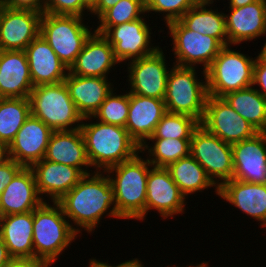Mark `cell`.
Here are the masks:
<instances>
[{
	"label": "cell",
	"instance_id": "e575fe53",
	"mask_svg": "<svg viewBox=\"0 0 266 267\" xmlns=\"http://www.w3.org/2000/svg\"><path fill=\"white\" fill-rule=\"evenodd\" d=\"M200 123L185 114L166 112L150 138L191 139L193 131Z\"/></svg>",
	"mask_w": 266,
	"mask_h": 267
},
{
	"label": "cell",
	"instance_id": "ac0fdd59",
	"mask_svg": "<svg viewBox=\"0 0 266 267\" xmlns=\"http://www.w3.org/2000/svg\"><path fill=\"white\" fill-rule=\"evenodd\" d=\"M30 168L35 177L37 191L44 202H47L44 195L49 198L48 202L59 201L84 176L76 167L54 163L44 158Z\"/></svg>",
	"mask_w": 266,
	"mask_h": 267
},
{
	"label": "cell",
	"instance_id": "484cf974",
	"mask_svg": "<svg viewBox=\"0 0 266 267\" xmlns=\"http://www.w3.org/2000/svg\"><path fill=\"white\" fill-rule=\"evenodd\" d=\"M43 202L30 167H23L0 195L3 216L33 211Z\"/></svg>",
	"mask_w": 266,
	"mask_h": 267
},
{
	"label": "cell",
	"instance_id": "83f0119b",
	"mask_svg": "<svg viewBox=\"0 0 266 267\" xmlns=\"http://www.w3.org/2000/svg\"><path fill=\"white\" fill-rule=\"evenodd\" d=\"M0 235L11 257H34L33 211L3 216Z\"/></svg>",
	"mask_w": 266,
	"mask_h": 267
},
{
	"label": "cell",
	"instance_id": "60d3db41",
	"mask_svg": "<svg viewBox=\"0 0 266 267\" xmlns=\"http://www.w3.org/2000/svg\"><path fill=\"white\" fill-rule=\"evenodd\" d=\"M51 264L37 257H12L4 267H51Z\"/></svg>",
	"mask_w": 266,
	"mask_h": 267
},
{
	"label": "cell",
	"instance_id": "ffe728a7",
	"mask_svg": "<svg viewBox=\"0 0 266 267\" xmlns=\"http://www.w3.org/2000/svg\"><path fill=\"white\" fill-rule=\"evenodd\" d=\"M166 112L164 100L129 92V113L125 128L142 146L153 135L156 125Z\"/></svg>",
	"mask_w": 266,
	"mask_h": 267
},
{
	"label": "cell",
	"instance_id": "f1b7e54d",
	"mask_svg": "<svg viewBox=\"0 0 266 267\" xmlns=\"http://www.w3.org/2000/svg\"><path fill=\"white\" fill-rule=\"evenodd\" d=\"M211 5L213 3H197L179 21L187 29L214 37L223 46L228 45L225 13L212 9Z\"/></svg>",
	"mask_w": 266,
	"mask_h": 267
},
{
	"label": "cell",
	"instance_id": "7402d4cb",
	"mask_svg": "<svg viewBox=\"0 0 266 267\" xmlns=\"http://www.w3.org/2000/svg\"><path fill=\"white\" fill-rule=\"evenodd\" d=\"M218 196L266 227V184L231 179L218 188Z\"/></svg>",
	"mask_w": 266,
	"mask_h": 267
},
{
	"label": "cell",
	"instance_id": "74e56055",
	"mask_svg": "<svg viewBox=\"0 0 266 267\" xmlns=\"http://www.w3.org/2000/svg\"><path fill=\"white\" fill-rule=\"evenodd\" d=\"M43 12L53 15L84 17V13L91 12V10L84 4L83 0H44Z\"/></svg>",
	"mask_w": 266,
	"mask_h": 267
},
{
	"label": "cell",
	"instance_id": "f5cc1de1",
	"mask_svg": "<svg viewBox=\"0 0 266 267\" xmlns=\"http://www.w3.org/2000/svg\"><path fill=\"white\" fill-rule=\"evenodd\" d=\"M89 267H99L92 259H89Z\"/></svg>",
	"mask_w": 266,
	"mask_h": 267
},
{
	"label": "cell",
	"instance_id": "7c38bea8",
	"mask_svg": "<svg viewBox=\"0 0 266 267\" xmlns=\"http://www.w3.org/2000/svg\"><path fill=\"white\" fill-rule=\"evenodd\" d=\"M161 47L153 54L129 61L128 83L129 92L150 98L164 100L166 95L167 77L170 68Z\"/></svg>",
	"mask_w": 266,
	"mask_h": 267
},
{
	"label": "cell",
	"instance_id": "ab89813d",
	"mask_svg": "<svg viewBox=\"0 0 266 267\" xmlns=\"http://www.w3.org/2000/svg\"><path fill=\"white\" fill-rule=\"evenodd\" d=\"M253 86L266 98V61L261 60L258 56H256L254 64Z\"/></svg>",
	"mask_w": 266,
	"mask_h": 267
},
{
	"label": "cell",
	"instance_id": "c3c4849f",
	"mask_svg": "<svg viewBox=\"0 0 266 267\" xmlns=\"http://www.w3.org/2000/svg\"><path fill=\"white\" fill-rule=\"evenodd\" d=\"M84 4L90 9L92 10L98 3L100 0H83Z\"/></svg>",
	"mask_w": 266,
	"mask_h": 267
},
{
	"label": "cell",
	"instance_id": "f907efd6",
	"mask_svg": "<svg viewBox=\"0 0 266 267\" xmlns=\"http://www.w3.org/2000/svg\"><path fill=\"white\" fill-rule=\"evenodd\" d=\"M207 265H208V262H204V261H203V262H201V263H199V264L197 263L196 266H195V265L192 266V265L190 264L189 267H209V266H207ZM167 267H168V266H167ZM170 267H178V266H170ZM181 267H182V266H181ZM186 267H188V266H186Z\"/></svg>",
	"mask_w": 266,
	"mask_h": 267
},
{
	"label": "cell",
	"instance_id": "ba28073f",
	"mask_svg": "<svg viewBox=\"0 0 266 267\" xmlns=\"http://www.w3.org/2000/svg\"><path fill=\"white\" fill-rule=\"evenodd\" d=\"M230 46H223L206 70L209 96L222 98L228 93L253 85L256 57L232 50Z\"/></svg>",
	"mask_w": 266,
	"mask_h": 267
},
{
	"label": "cell",
	"instance_id": "5bb4252c",
	"mask_svg": "<svg viewBox=\"0 0 266 267\" xmlns=\"http://www.w3.org/2000/svg\"><path fill=\"white\" fill-rule=\"evenodd\" d=\"M186 199L165 167L150 168L146 186L145 217L150 210H156L162 219L173 218L174 215L185 212Z\"/></svg>",
	"mask_w": 266,
	"mask_h": 267
},
{
	"label": "cell",
	"instance_id": "f35d334b",
	"mask_svg": "<svg viewBox=\"0 0 266 267\" xmlns=\"http://www.w3.org/2000/svg\"><path fill=\"white\" fill-rule=\"evenodd\" d=\"M22 168V165L11 158L0 165V195Z\"/></svg>",
	"mask_w": 266,
	"mask_h": 267
},
{
	"label": "cell",
	"instance_id": "9c48e42d",
	"mask_svg": "<svg viewBox=\"0 0 266 267\" xmlns=\"http://www.w3.org/2000/svg\"><path fill=\"white\" fill-rule=\"evenodd\" d=\"M190 155L205 169L218 188L233 179L232 145L209 133L201 125L192 133Z\"/></svg>",
	"mask_w": 266,
	"mask_h": 267
},
{
	"label": "cell",
	"instance_id": "44dd1931",
	"mask_svg": "<svg viewBox=\"0 0 266 267\" xmlns=\"http://www.w3.org/2000/svg\"><path fill=\"white\" fill-rule=\"evenodd\" d=\"M117 64L119 62L114 56L113 47L102 34L94 31L69 72L78 76L108 78L111 68Z\"/></svg>",
	"mask_w": 266,
	"mask_h": 267
},
{
	"label": "cell",
	"instance_id": "8992f818",
	"mask_svg": "<svg viewBox=\"0 0 266 267\" xmlns=\"http://www.w3.org/2000/svg\"><path fill=\"white\" fill-rule=\"evenodd\" d=\"M29 99L31 114L53 131L81 127L83 117L77 111L64 81L33 87Z\"/></svg>",
	"mask_w": 266,
	"mask_h": 267
},
{
	"label": "cell",
	"instance_id": "836d02e7",
	"mask_svg": "<svg viewBox=\"0 0 266 267\" xmlns=\"http://www.w3.org/2000/svg\"><path fill=\"white\" fill-rule=\"evenodd\" d=\"M145 13L144 0H120L98 18L99 26L94 31L103 34L109 27L135 21Z\"/></svg>",
	"mask_w": 266,
	"mask_h": 267
},
{
	"label": "cell",
	"instance_id": "8fae6325",
	"mask_svg": "<svg viewBox=\"0 0 266 267\" xmlns=\"http://www.w3.org/2000/svg\"><path fill=\"white\" fill-rule=\"evenodd\" d=\"M143 17L109 27L102 35L113 47L114 56L120 64L155 53L160 47L151 42V28Z\"/></svg>",
	"mask_w": 266,
	"mask_h": 267
},
{
	"label": "cell",
	"instance_id": "b9f144b4",
	"mask_svg": "<svg viewBox=\"0 0 266 267\" xmlns=\"http://www.w3.org/2000/svg\"><path fill=\"white\" fill-rule=\"evenodd\" d=\"M4 6L43 12L44 0H2Z\"/></svg>",
	"mask_w": 266,
	"mask_h": 267
},
{
	"label": "cell",
	"instance_id": "8d00e7d4",
	"mask_svg": "<svg viewBox=\"0 0 266 267\" xmlns=\"http://www.w3.org/2000/svg\"><path fill=\"white\" fill-rule=\"evenodd\" d=\"M146 13L162 14L166 25L178 21L190 8L197 4L196 0H144Z\"/></svg>",
	"mask_w": 266,
	"mask_h": 267
},
{
	"label": "cell",
	"instance_id": "5b68a950",
	"mask_svg": "<svg viewBox=\"0 0 266 267\" xmlns=\"http://www.w3.org/2000/svg\"><path fill=\"white\" fill-rule=\"evenodd\" d=\"M196 71L195 67L173 64L167 77L164 102L167 112L185 114L201 123L208 98L207 78L203 70L204 80H200Z\"/></svg>",
	"mask_w": 266,
	"mask_h": 267
},
{
	"label": "cell",
	"instance_id": "816d5d0a",
	"mask_svg": "<svg viewBox=\"0 0 266 267\" xmlns=\"http://www.w3.org/2000/svg\"><path fill=\"white\" fill-rule=\"evenodd\" d=\"M216 0H196L197 3H214Z\"/></svg>",
	"mask_w": 266,
	"mask_h": 267
},
{
	"label": "cell",
	"instance_id": "6da1fadb",
	"mask_svg": "<svg viewBox=\"0 0 266 267\" xmlns=\"http://www.w3.org/2000/svg\"><path fill=\"white\" fill-rule=\"evenodd\" d=\"M57 203L78 236L82 234L81 228L93 233L106 212L108 217L121 219L116 211L111 181L103 171L84 175Z\"/></svg>",
	"mask_w": 266,
	"mask_h": 267
},
{
	"label": "cell",
	"instance_id": "d4e9b609",
	"mask_svg": "<svg viewBox=\"0 0 266 267\" xmlns=\"http://www.w3.org/2000/svg\"><path fill=\"white\" fill-rule=\"evenodd\" d=\"M44 159L78 168L84 175L93 173L81 129L54 131ZM84 167V168H83ZM89 170V171H88ZM91 171V172H90Z\"/></svg>",
	"mask_w": 266,
	"mask_h": 267
},
{
	"label": "cell",
	"instance_id": "db71d44e",
	"mask_svg": "<svg viewBox=\"0 0 266 267\" xmlns=\"http://www.w3.org/2000/svg\"><path fill=\"white\" fill-rule=\"evenodd\" d=\"M4 4H3V2H2V0H0V19H1V15H2V13H3V9H4Z\"/></svg>",
	"mask_w": 266,
	"mask_h": 267
},
{
	"label": "cell",
	"instance_id": "d6a6232c",
	"mask_svg": "<svg viewBox=\"0 0 266 267\" xmlns=\"http://www.w3.org/2000/svg\"><path fill=\"white\" fill-rule=\"evenodd\" d=\"M140 150L142 155L146 153L148 162L154 167H167L173 162L190 155L191 139L176 138H149ZM152 141V146L150 144ZM150 144V145H149ZM149 155V156H148Z\"/></svg>",
	"mask_w": 266,
	"mask_h": 267
},
{
	"label": "cell",
	"instance_id": "52a82bcc",
	"mask_svg": "<svg viewBox=\"0 0 266 267\" xmlns=\"http://www.w3.org/2000/svg\"><path fill=\"white\" fill-rule=\"evenodd\" d=\"M77 15L42 14L40 36L50 45L64 65L70 69L86 40L94 32ZM91 28V29H90Z\"/></svg>",
	"mask_w": 266,
	"mask_h": 267
},
{
	"label": "cell",
	"instance_id": "d590c367",
	"mask_svg": "<svg viewBox=\"0 0 266 267\" xmlns=\"http://www.w3.org/2000/svg\"><path fill=\"white\" fill-rule=\"evenodd\" d=\"M116 89L107 95L94 118L100 122L125 127L129 113V91L116 94Z\"/></svg>",
	"mask_w": 266,
	"mask_h": 267
},
{
	"label": "cell",
	"instance_id": "f546056e",
	"mask_svg": "<svg viewBox=\"0 0 266 267\" xmlns=\"http://www.w3.org/2000/svg\"><path fill=\"white\" fill-rule=\"evenodd\" d=\"M166 169L186 198H188V195L197 194L212 187L213 189L215 187V193L218 195V187L208 177L205 169L191 155L171 163Z\"/></svg>",
	"mask_w": 266,
	"mask_h": 267
},
{
	"label": "cell",
	"instance_id": "681fc988",
	"mask_svg": "<svg viewBox=\"0 0 266 267\" xmlns=\"http://www.w3.org/2000/svg\"><path fill=\"white\" fill-rule=\"evenodd\" d=\"M264 46H262L261 48V52L258 53V57L263 60V61H266V41L265 43L263 44Z\"/></svg>",
	"mask_w": 266,
	"mask_h": 267
},
{
	"label": "cell",
	"instance_id": "4dcf8cb0",
	"mask_svg": "<svg viewBox=\"0 0 266 267\" xmlns=\"http://www.w3.org/2000/svg\"><path fill=\"white\" fill-rule=\"evenodd\" d=\"M222 98L258 132L266 130V98L253 85L228 93Z\"/></svg>",
	"mask_w": 266,
	"mask_h": 267
},
{
	"label": "cell",
	"instance_id": "1f68e13d",
	"mask_svg": "<svg viewBox=\"0 0 266 267\" xmlns=\"http://www.w3.org/2000/svg\"><path fill=\"white\" fill-rule=\"evenodd\" d=\"M30 115L29 98H0V144L8 147Z\"/></svg>",
	"mask_w": 266,
	"mask_h": 267
},
{
	"label": "cell",
	"instance_id": "603a6c76",
	"mask_svg": "<svg viewBox=\"0 0 266 267\" xmlns=\"http://www.w3.org/2000/svg\"><path fill=\"white\" fill-rule=\"evenodd\" d=\"M33 87L25 51L0 50V98H29Z\"/></svg>",
	"mask_w": 266,
	"mask_h": 267
},
{
	"label": "cell",
	"instance_id": "3957f363",
	"mask_svg": "<svg viewBox=\"0 0 266 267\" xmlns=\"http://www.w3.org/2000/svg\"><path fill=\"white\" fill-rule=\"evenodd\" d=\"M139 154L105 171L114 189L117 214L123 220H145L146 186L152 165Z\"/></svg>",
	"mask_w": 266,
	"mask_h": 267
},
{
	"label": "cell",
	"instance_id": "f6af8a7d",
	"mask_svg": "<svg viewBox=\"0 0 266 267\" xmlns=\"http://www.w3.org/2000/svg\"><path fill=\"white\" fill-rule=\"evenodd\" d=\"M11 258L12 257L0 235V267H4Z\"/></svg>",
	"mask_w": 266,
	"mask_h": 267
},
{
	"label": "cell",
	"instance_id": "bcb514c9",
	"mask_svg": "<svg viewBox=\"0 0 266 267\" xmlns=\"http://www.w3.org/2000/svg\"><path fill=\"white\" fill-rule=\"evenodd\" d=\"M227 1L229 3V7H242L245 5L252 4L258 0H227Z\"/></svg>",
	"mask_w": 266,
	"mask_h": 267
},
{
	"label": "cell",
	"instance_id": "ee69618b",
	"mask_svg": "<svg viewBox=\"0 0 266 267\" xmlns=\"http://www.w3.org/2000/svg\"><path fill=\"white\" fill-rule=\"evenodd\" d=\"M118 1L120 0H100L90 13L99 18L106 10L112 8Z\"/></svg>",
	"mask_w": 266,
	"mask_h": 267
},
{
	"label": "cell",
	"instance_id": "d6986e66",
	"mask_svg": "<svg viewBox=\"0 0 266 267\" xmlns=\"http://www.w3.org/2000/svg\"><path fill=\"white\" fill-rule=\"evenodd\" d=\"M225 13L228 45L250 42L266 35V0L242 7H228Z\"/></svg>",
	"mask_w": 266,
	"mask_h": 267
},
{
	"label": "cell",
	"instance_id": "4316f807",
	"mask_svg": "<svg viewBox=\"0 0 266 267\" xmlns=\"http://www.w3.org/2000/svg\"><path fill=\"white\" fill-rule=\"evenodd\" d=\"M109 80L104 77H86L68 73L64 82L77 111L83 118L94 116L113 90L114 86Z\"/></svg>",
	"mask_w": 266,
	"mask_h": 267
},
{
	"label": "cell",
	"instance_id": "7dc6e473",
	"mask_svg": "<svg viewBox=\"0 0 266 267\" xmlns=\"http://www.w3.org/2000/svg\"><path fill=\"white\" fill-rule=\"evenodd\" d=\"M8 159L7 147L0 144V165Z\"/></svg>",
	"mask_w": 266,
	"mask_h": 267
},
{
	"label": "cell",
	"instance_id": "e0dca14e",
	"mask_svg": "<svg viewBox=\"0 0 266 267\" xmlns=\"http://www.w3.org/2000/svg\"><path fill=\"white\" fill-rule=\"evenodd\" d=\"M233 179L266 184V134L232 144Z\"/></svg>",
	"mask_w": 266,
	"mask_h": 267
},
{
	"label": "cell",
	"instance_id": "11a10c76",
	"mask_svg": "<svg viewBox=\"0 0 266 267\" xmlns=\"http://www.w3.org/2000/svg\"><path fill=\"white\" fill-rule=\"evenodd\" d=\"M2 219H3V214H2L1 209H0V227H1Z\"/></svg>",
	"mask_w": 266,
	"mask_h": 267
},
{
	"label": "cell",
	"instance_id": "2e32d148",
	"mask_svg": "<svg viewBox=\"0 0 266 267\" xmlns=\"http://www.w3.org/2000/svg\"><path fill=\"white\" fill-rule=\"evenodd\" d=\"M53 132L42 120L31 114L7 147L8 158L23 167H31L44 158Z\"/></svg>",
	"mask_w": 266,
	"mask_h": 267
},
{
	"label": "cell",
	"instance_id": "cb8c5ba5",
	"mask_svg": "<svg viewBox=\"0 0 266 267\" xmlns=\"http://www.w3.org/2000/svg\"><path fill=\"white\" fill-rule=\"evenodd\" d=\"M24 51L34 87L57 84L67 77L69 69L40 35Z\"/></svg>",
	"mask_w": 266,
	"mask_h": 267
},
{
	"label": "cell",
	"instance_id": "277c9868",
	"mask_svg": "<svg viewBox=\"0 0 266 267\" xmlns=\"http://www.w3.org/2000/svg\"><path fill=\"white\" fill-rule=\"evenodd\" d=\"M77 235L57 202H43L33 210L34 257L54 264Z\"/></svg>",
	"mask_w": 266,
	"mask_h": 267
},
{
	"label": "cell",
	"instance_id": "4fadbf2b",
	"mask_svg": "<svg viewBox=\"0 0 266 267\" xmlns=\"http://www.w3.org/2000/svg\"><path fill=\"white\" fill-rule=\"evenodd\" d=\"M200 125L209 133L218 136L231 145L252 138L258 133L223 98L209 95L206 101L205 114Z\"/></svg>",
	"mask_w": 266,
	"mask_h": 267
},
{
	"label": "cell",
	"instance_id": "30bf717a",
	"mask_svg": "<svg viewBox=\"0 0 266 267\" xmlns=\"http://www.w3.org/2000/svg\"><path fill=\"white\" fill-rule=\"evenodd\" d=\"M166 26L173 41L175 65L196 68L199 64L206 71L223 47L216 38L187 29L179 20Z\"/></svg>",
	"mask_w": 266,
	"mask_h": 267
},
{
	"label": "cell",
	"instance_id": "7a4b0ae2",
	"mask_svg": "<svg viewBox=\"0 0 266 267\" xmlns=\"http://www.w3.org/2000/svg\"><path fill=\"white\" fill-rule=\"evenodd\" d=\"M94 120L93 116L83 118L80 129L91 168L96 169L95 171L105 172L141 152L139 144L129 135L125 127Z\"/></svg>",
	"mask_w": 266,
	"mask_h": 267
},
{
	"label": "cell",
	"instance_id": "7bdbcfd3",
	"mask_svg": "<svg viewBox=\"0 0 266 267\" xmlns=\"http://www.w3.org/2000/svg\"><path fill=\"white\" fill-rule=\"evenodd\" d=\"M99 267H144V264L138 259V258H133L131 260H127L125 262H122L118 265H111L103 261H98L96 258H91Z\"/></svg>",
	"mask_w": 266,
	"mask_h": 267
},
{
	"label": "cell",
	"instance_id": "9a60e30c",
	"mask_svg": "<svg viewBox=\"0 0 266 267\" xmlns=\"http://www.w3.org/2000/svg\"><path fill=\"white\" fill-rule=\"evenodd\" d=\"M42 14L5 6L0 19V50L24 51L40 35Z\"/></svg>",
	"mask_w": 266,
	"mask_h": 267
}]
</instances>
